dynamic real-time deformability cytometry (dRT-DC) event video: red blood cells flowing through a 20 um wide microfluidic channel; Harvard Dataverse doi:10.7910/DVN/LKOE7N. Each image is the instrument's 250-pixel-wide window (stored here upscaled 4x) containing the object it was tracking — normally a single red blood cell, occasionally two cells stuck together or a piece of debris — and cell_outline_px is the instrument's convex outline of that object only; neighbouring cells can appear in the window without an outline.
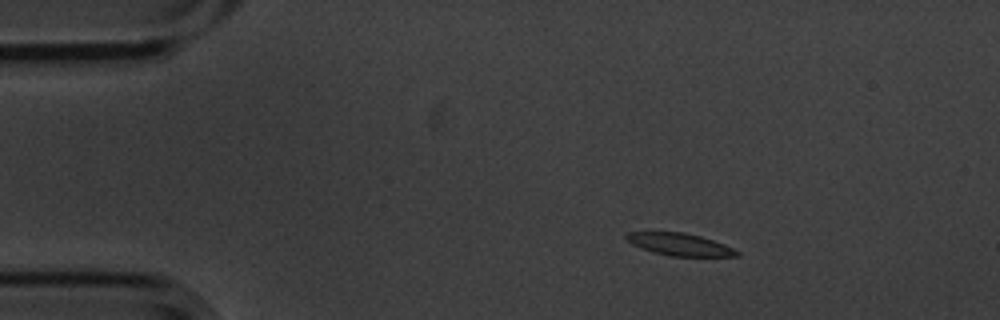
{"species": "common noctule bat (a hibernating species)", "species_latin": "Nyctalus noctula", "temperature_condition": "cold", "stored_images_in_passage": 4, "camera_frame_rate_fps": 3000, "um_per_image_px": 0.085, "animal": {"sex": "male", "body_mass_g": 20.1, "forearm_length_mm": 53.5}, "frame": {"image": 1, "passage_image": 2, "time_ms": 0.333, "image_size_px": [1000, 320], "cell_outline_px": [[740, 256], [672, 256], [652, 252], [640, 248], [632, 244], [624, 236], [628, 232], [684, 232], [700, 236], [724, 244], [740, 252]], "centroid_in_image_um": [57.76, 20.77], "position_along_channel_um": 27.2, "area_um2": 14.28}}